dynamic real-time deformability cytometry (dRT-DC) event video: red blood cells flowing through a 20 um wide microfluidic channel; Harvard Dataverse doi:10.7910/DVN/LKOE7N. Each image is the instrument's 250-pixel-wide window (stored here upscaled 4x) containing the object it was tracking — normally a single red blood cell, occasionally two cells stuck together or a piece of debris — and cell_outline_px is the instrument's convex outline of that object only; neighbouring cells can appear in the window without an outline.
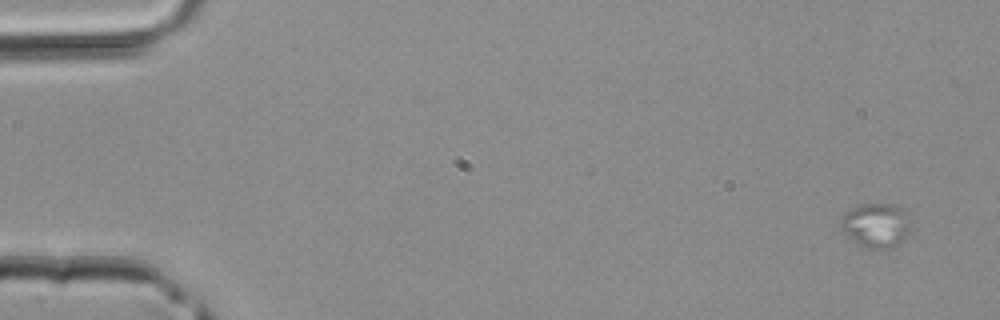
{"species": "common noctule bat (a hibernating species)", "species_latin": "Nyctalus noctula", "temperature_condition": "room temperature", "stored_images_in_passage": 4, "camera_frame_rate_fps": 3000, "um_per_image_px": 0.085, "animal": {"sex": "male", "body_mass_g": 20.4}, "frame": {"image": 1, "passage_image": 1, "time_ms": 0.0, "image_size_px": [1000, 320], "cell_outline_px": [[908, 228], [904, 240], [900, 244], [888, 248], [868, 248], [860, 244], [848, 236], [840, 224], [840, 220], [852, 208], [860, 204], [896, 204], [904, 208], [908, 212]], "centroid_in_image_um": [74.5, 19.12], "position_along_channel_um": 10.5, "area_um2": 17.74}}
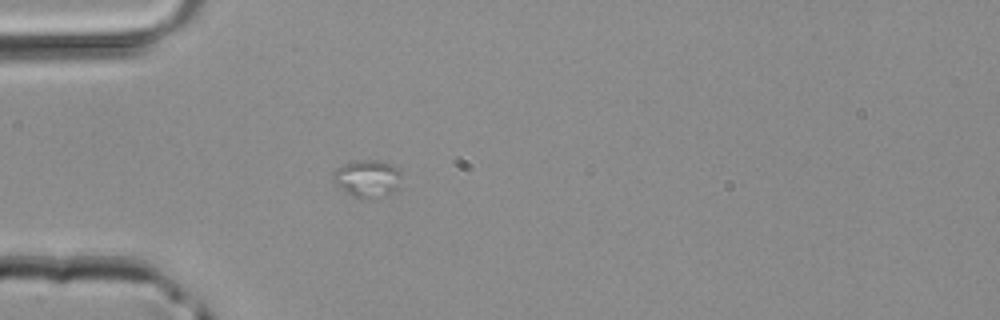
{"frame": {"image": 2, "passage_image": 4, "time_ms": 1.0, "image_size_px": [1000, 320], "cell_outline_px": [[400, 176], [396, 188], [392, 192], [372, 200], [368, 200], [352, 196], [344, 192], [332, 180], [332, 172], [336, 168], [352, 160], [380, 160], [392, 164], [400, 168]], "centroid_in_image_um": [31.19, 15.17], "position_along_channel_um": 53.8, "area_um2": 15.2}}